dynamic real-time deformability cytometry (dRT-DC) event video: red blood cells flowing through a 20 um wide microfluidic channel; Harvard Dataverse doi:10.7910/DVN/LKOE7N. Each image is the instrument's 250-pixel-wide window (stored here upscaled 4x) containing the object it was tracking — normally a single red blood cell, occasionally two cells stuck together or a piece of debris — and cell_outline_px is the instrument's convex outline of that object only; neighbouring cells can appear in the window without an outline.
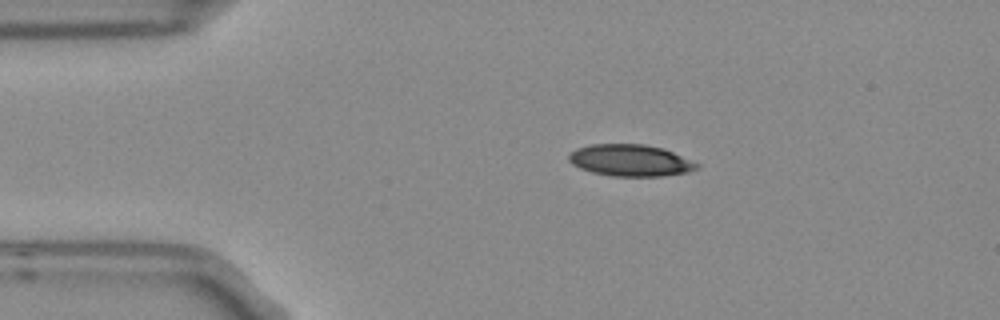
{"species": "Egyptian fruit bat (a non-hibernating species)", "species_latin": "Rousettus aegyptiacus", "temperature_condition": "room temperature", "stored_images_in_passage": 4, "camera_frame_rate_fps": 3000, "um_per_image_px": 0.085, "frame": {"image": 1, "passage_image": 1, "time_ms": 0.0, "image_size_px": [1000, 320], "cell_outline_px": [[700, 164], [696, 168], [688, 172], [664, 176], [612, 176], [592, 172], [580, 168], [572, 164], [568, 160], [568, 152], [576, 148], [592, 144], [644, 144], [664, 148]], "centroid_in_image_um": [53.55, 13.62], "position_along_channel_um": 31.4, "area_um2": 23.76}}
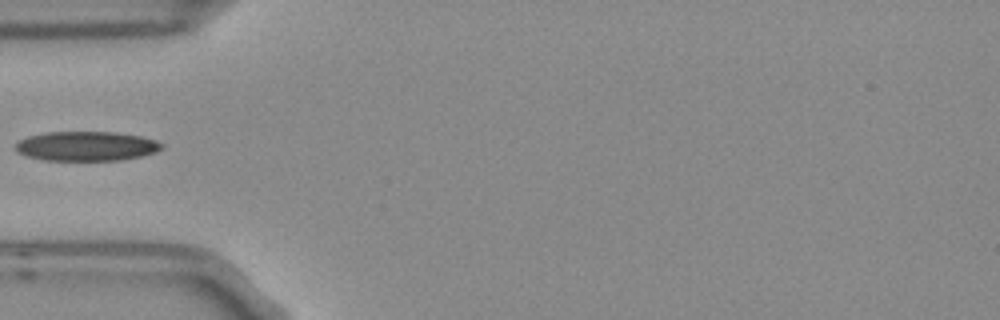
{"frame": {"image": 2, "passage_image": 3, "time_ms": 0.667, "image_size_px": [1000, 320], "cell_outline_px": [[164, 148], [156, 152], [140, 156], [120, 160], [44, 160], [24, 156], [16, 152], [12, 148], [20, 140], [28, 136], [44, 132], [116, 132], [140, 136], [156, 140], [164, 144]], "centroid_in_image_um": [7.31, 12.42], "position_along_channel_um": 77.7, "area_um2": 25.37}}
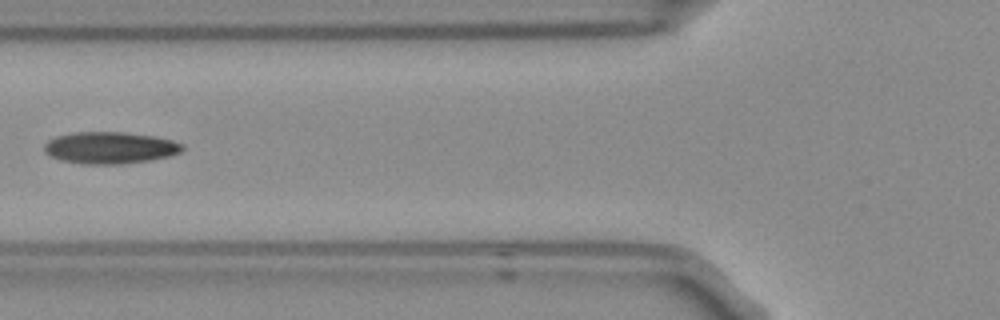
{"frame": {"image": 3, "passage_image": 4, "time_ms": 1.0, "image_size_px": [1000, 320], "cell_outline_px": [[184, 148], [180, 152], [168, 156], [148, 160], [116, 164], [84, 164], [64, 160], [52, 156], [44, 152], [44, 144], [48, 140], [56, 136], [72, 132], [120, 132], [152, 136], [172, 140], [184, 144]], "centroid_in_image_um": [9.33, 12.55], "position_along_channel_um": 116.5, "area_um2": 25.32}}